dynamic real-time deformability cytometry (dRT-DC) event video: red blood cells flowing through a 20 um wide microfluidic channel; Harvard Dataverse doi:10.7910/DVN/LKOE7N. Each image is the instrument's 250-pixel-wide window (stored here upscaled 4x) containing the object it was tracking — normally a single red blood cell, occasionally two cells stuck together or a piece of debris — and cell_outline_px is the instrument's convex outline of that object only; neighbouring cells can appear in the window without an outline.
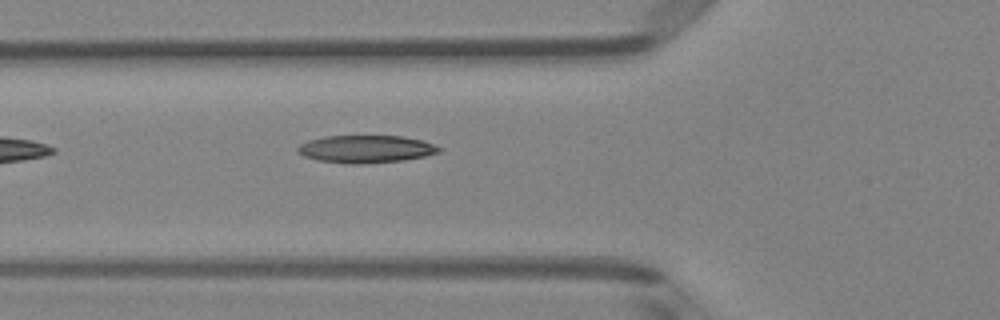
{"species": "Egyptian fruit bat (a non-hibernating species)", "species_latin": "Rousettus aegyptiacus", "temperature_condition": "room temperature", "stored_images_in_passage": 5, "camera_frame_rate_fps": 3000, "um_per_image_px": 0.085, "animal": {"sex": "female"}, "frame": {"image": 1, "passage_image": 5, "time_ms": 1.333, "image_size_px": [1000, 320], "cell_outline_px": [[444, 148], [440, 152], [424, 156], [404, 160], [360, 164], [348, 164], [316, 160], [304, 156], [296, 152], [296, 148], [300, 144], [308, 140], [324, 136], [404, 136], [420, 140]], "centroid_in_image_um": [31.07, 12.67], "position_along_channel_um": 94.7, "area_um2": 22.83}}